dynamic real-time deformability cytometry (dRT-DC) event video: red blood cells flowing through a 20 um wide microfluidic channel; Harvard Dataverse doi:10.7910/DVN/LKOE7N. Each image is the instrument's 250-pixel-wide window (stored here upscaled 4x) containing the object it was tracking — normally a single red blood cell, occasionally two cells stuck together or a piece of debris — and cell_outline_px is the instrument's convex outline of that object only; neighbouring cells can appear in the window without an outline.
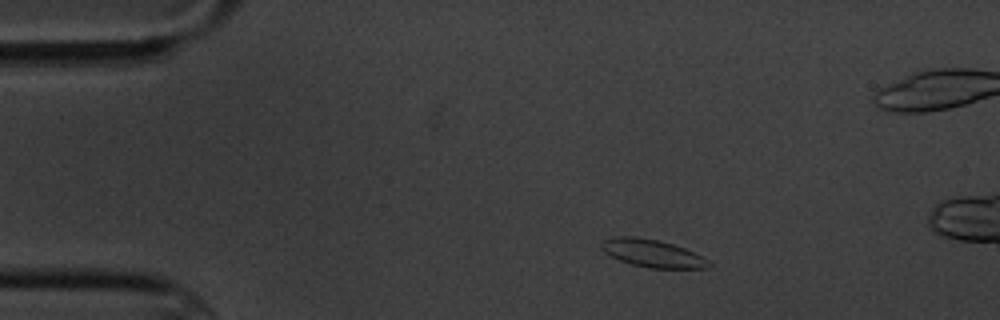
{"species": "common noctule bat (a hibernating species)", "species_latin": "Nyctalus noctula", "temperature_condition": "cold", "stored_images_in_passage": 3, "camera_frame_rate_fps": 3000, "um_per_image_px": 0.085, "animal": {"sex": "male", "body_mass_g": 20.1, "forearm_length_mm": 53.5}, "frame": {"image": 1, "passage_image": 1, "time_ms": 0.0, "image_size_px": [1000, 320], "cell_outline_px": [[712, 264], [708, 268], [648, 268], [632, 264], [620, 260], [604, 252], [600, 248], [600, 244], [604, 240], [616, 236], [636, 236], [660, 240], [684, 248], [708, 260]], "centroid_in_image_um": [55.42, 21.52], "position_along_channel_um": 29.6, "area_um2": 17.22}}